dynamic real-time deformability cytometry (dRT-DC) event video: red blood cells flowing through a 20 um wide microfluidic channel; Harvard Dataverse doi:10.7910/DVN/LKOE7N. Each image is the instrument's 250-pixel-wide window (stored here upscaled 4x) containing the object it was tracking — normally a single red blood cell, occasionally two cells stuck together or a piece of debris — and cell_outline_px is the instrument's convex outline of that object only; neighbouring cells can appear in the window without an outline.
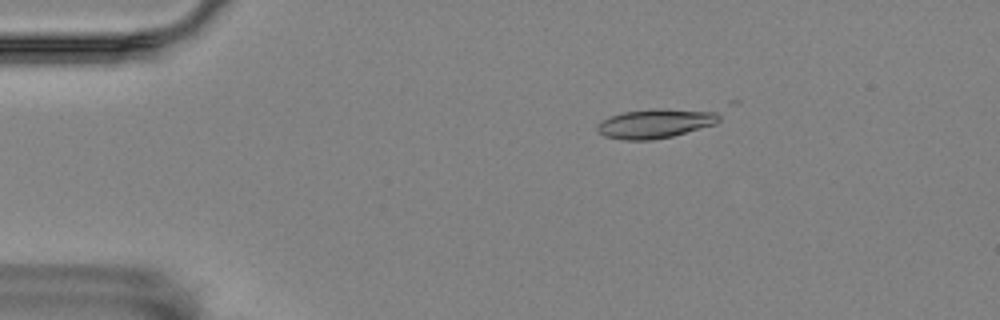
{"species": "Egyptian fruit bat (a non-hibernating species)", "species_latin": "Rousettus aegyptiacus", "temperature_condition": "room temperature", "stored_images_in_passage": 26, "camera_frame_rate_fps": 3000, "um_per_image_px": 0.085, "animal": {"sex": "female"}, "frame": {"image": 1, "passage_image": 8, "time_ms": 2.333, "image_size_px": [1000, 320], "cell_outline_px": [[740, 100], [716, 124], [672, 136], [652, 140], [624, 140], [604, 136], [596, 128], [596, 124], [612, 116], [624, 112], [652, 108], [728, 100]], "centroid_in_image_um": [56.45, 10.26], "position_along_channel_um": 28.5, "area_um2": 24.8}}
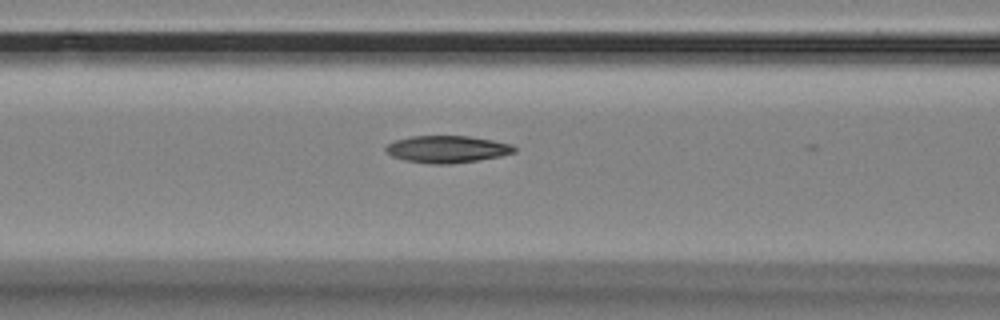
{"frame": {"image": 2, "passage_image": 21, "time_ms": 6.667, "image_size_px": [1000, 320], "cell_outline_px": [[516, 152], [500, 156], [476, 160], [448, 164], [428, 164], [404, 160], [392, 156], [384, 148], [388, 144], [396, 140], [412, 136], [468, 136], [492, 140], [512, 144], [516, 148]], "centroid_in_image_um": [38.01, 12.68], "position_along_channel_um": 128.6, "area_um2": 20.17}}
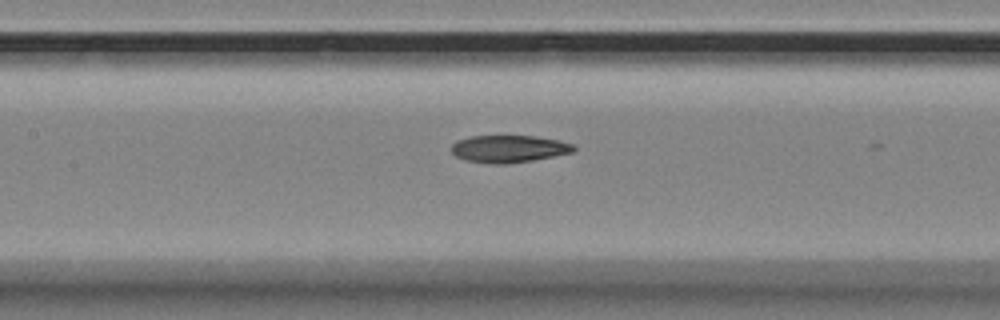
{"frame": {"image": 3, "passage_image": 24, "time_ms": 7.667, "image_size_px": [1000, 320], "cell_outline_px": [[576, 148], [572, 152], [532, 160], [504, 164], [492, 164], [468, 160], [456, 156], [452, 152], [452, 144], [456, 140], [468, 136], [536, 136], [576, 144]], "centroid_in_image_um": [43.24, 12.64], "position_along_channel_um": 164.2, "area_um2": 19.31}}